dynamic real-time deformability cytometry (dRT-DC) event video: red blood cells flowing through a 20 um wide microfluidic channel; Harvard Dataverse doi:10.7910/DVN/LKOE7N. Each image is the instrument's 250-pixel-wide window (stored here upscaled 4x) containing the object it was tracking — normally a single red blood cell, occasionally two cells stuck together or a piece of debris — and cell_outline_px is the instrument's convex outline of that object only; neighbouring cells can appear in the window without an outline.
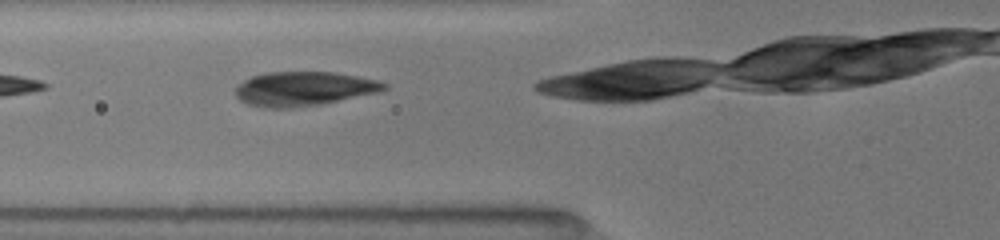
{"species": "common noctule bat (a hibernating species)", "species_latin": "Nyctalus noctula", "temperature_condition": "room temperature", "stored_images_in_passage": 12, "camera_frame_rate_fps": 3000, "um_per_image_px": 0.085, "animal": {"sex": "female", "body_mass_g": 19.5, "forearm_length_mm": 54.1}, "frame": {"image": 1, "passage_image": 3, "time_ms": 0.667, "image_size_px": [1000, 240], "cell_outline_px": [[388, 88], [380, 92], [320, 104], [292, 108], [264, 108], [248, 104], [240, 100], [236, 96], [236, 88], [244, 80], [252, 76], [264, 72], [332, 72], [356, 76], [376, 80], [388, 84]], "centroid_in_image_um": [25.81, 7.55], "position_along_channel_um": 100.0, "area_um2": 29.59}}